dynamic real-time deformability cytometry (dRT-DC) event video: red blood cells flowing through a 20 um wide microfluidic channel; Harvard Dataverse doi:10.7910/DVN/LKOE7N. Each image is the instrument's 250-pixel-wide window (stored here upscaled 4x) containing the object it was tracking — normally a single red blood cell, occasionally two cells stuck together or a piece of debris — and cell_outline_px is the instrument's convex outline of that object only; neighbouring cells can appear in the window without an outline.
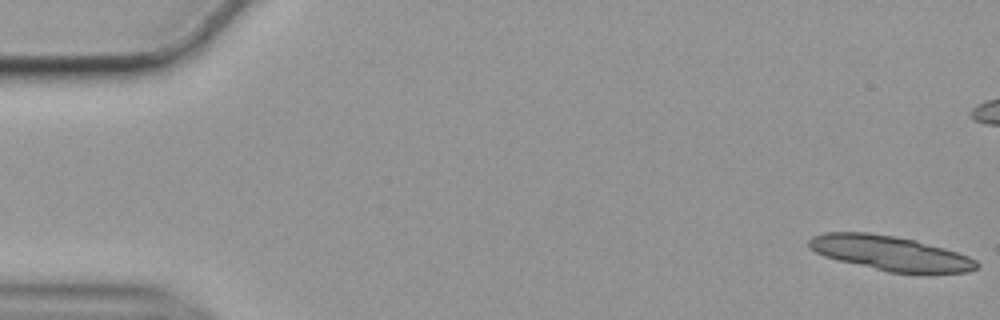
{"species": "common noctule bat (a hibernating species)", "species_latin": "Nyctalus noctula", "temperature_condition": "cold", "stored_images_in_passage": 16, "camera_frame_rate_fps": 3000, "um_per_image_px": 0.085, "animal": {"sex": "female", "body_mass_g": 19.9}, "frame": {"image": 1, "passage_image": 1, "time_ms": 0.0, "image_size_px": [1000, 320], "cell_outline_px": [[980, 264], [976, 268], [968, 272], [924, 276], [888, 272], [824, 256], [808, 248], [808, 240], [812, 236], [824, 232], [868, 232], [916, 240], [944, 248], [968, 256], [976, 260]], "centroid_in_image_um": [75.73, 21.56], "position_along_channel_um": 9.3, "area_um2": 34.56}}